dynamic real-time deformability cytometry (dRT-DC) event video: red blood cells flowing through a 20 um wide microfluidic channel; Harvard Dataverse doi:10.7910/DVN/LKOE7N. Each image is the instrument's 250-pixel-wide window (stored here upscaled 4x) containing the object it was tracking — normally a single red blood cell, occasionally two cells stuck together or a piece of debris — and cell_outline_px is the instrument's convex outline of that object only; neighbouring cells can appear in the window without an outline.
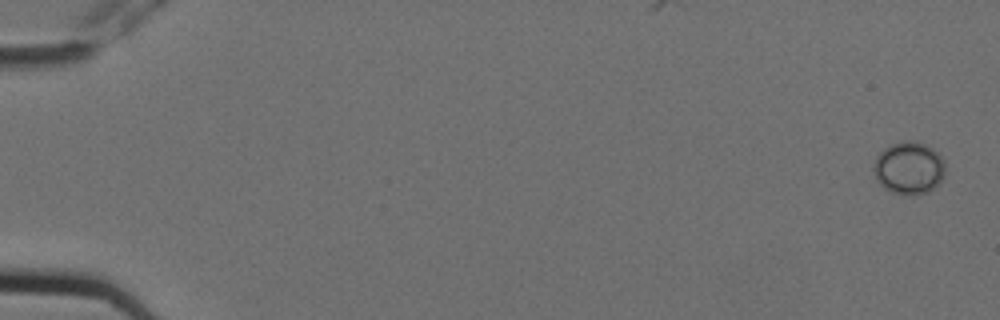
{"species": "Egyptian fruit bat (a non-hibernating species)", "species_latin": "Rousettus aegyptiacus", "temperature_condition": "cold", "stored_images_in_passage": 7, "camera_frame_rate_fps": 3000, "um_per_image_px": 0.085, "animal": {"sex": "female"}, "frame": {"image": 1, "passage_image": 1, "time_ms": 0.0, "image_size_px": [1000, 320], "cell_outline_px": [[944, 172], [940, 180], [928, 192], [912, 196], [904, 196], [892, 192], [884, 188], [876, 180], [872, 168], [876, 156], [884, 148], [900, 140], [916, 140], [932, 148], [944, 160]], "centroid_in_image_um": [77.21, 14.28], "position_along_channel_um": 7.8, "area_um2": 22.14}}
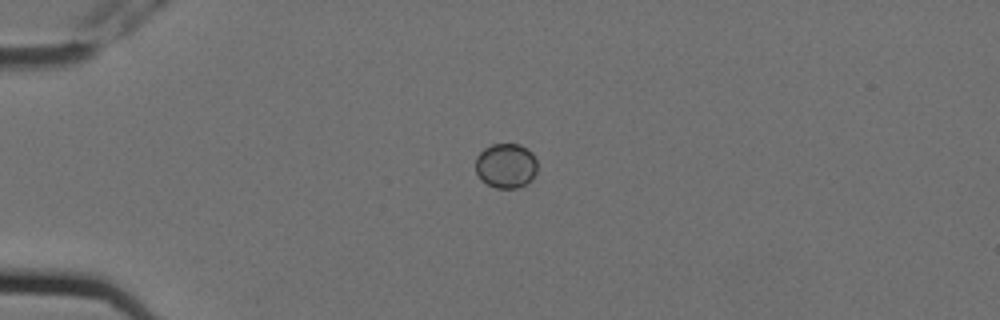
{"frame": {"image": 2, "passage_image": 5, "time_ms": 1.333, "image_size_px": [1000, 320], "cell_outline_px": [[536, 172], [532, 180], [516, 188], [496, 188], [488, 184], [476, 172], [476, 156], [484, 148], [492, 144], [520, 144], [532, 152], [536, 160]], "centroid_in_image_um": [43.02, 14.07], "position_along_channel_um": 42.0, "area_um2": 16.01}}